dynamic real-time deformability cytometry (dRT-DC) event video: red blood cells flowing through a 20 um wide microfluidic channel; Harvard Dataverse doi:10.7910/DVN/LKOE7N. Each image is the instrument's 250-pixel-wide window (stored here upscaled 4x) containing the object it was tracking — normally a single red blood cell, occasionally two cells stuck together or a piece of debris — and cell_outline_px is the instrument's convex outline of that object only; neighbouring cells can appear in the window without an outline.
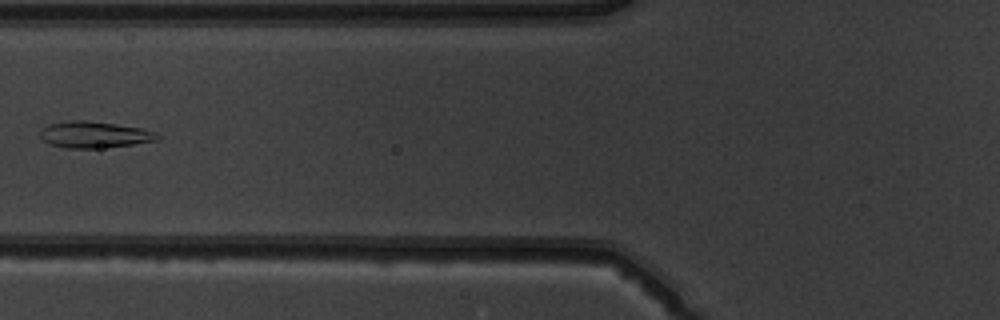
{"species": "common noctule bat (a hibernating species)", "species_latin": "Nyctalus noctula", "temperature_condition": "warm", "stored_images_in_passage": 6, "camera_frame_rate_fps": 3000, "um_per_image_px": 0.085, "animal": {"sex": "male", "body_mass_g": 19.5, "forearm_length_mm": 54.6}, "frame": {"image": 1, "passage_image": 6, "time_ms": 5.667, "image_size_px": [1000, 320], "cell_outline_px": [[160, 140], [132, 144], [100, 148], [64, 148], [48, 144], [40, 136], [40, 128], [48, 124], [72, 120], [88, 120], [116, 124], [140, 128], [156, 132], [160, 136]], "centroid_in_image_um": [7.99, 11.44], "position_along_channel_um": 117.8, "area_um2": 18.21}}